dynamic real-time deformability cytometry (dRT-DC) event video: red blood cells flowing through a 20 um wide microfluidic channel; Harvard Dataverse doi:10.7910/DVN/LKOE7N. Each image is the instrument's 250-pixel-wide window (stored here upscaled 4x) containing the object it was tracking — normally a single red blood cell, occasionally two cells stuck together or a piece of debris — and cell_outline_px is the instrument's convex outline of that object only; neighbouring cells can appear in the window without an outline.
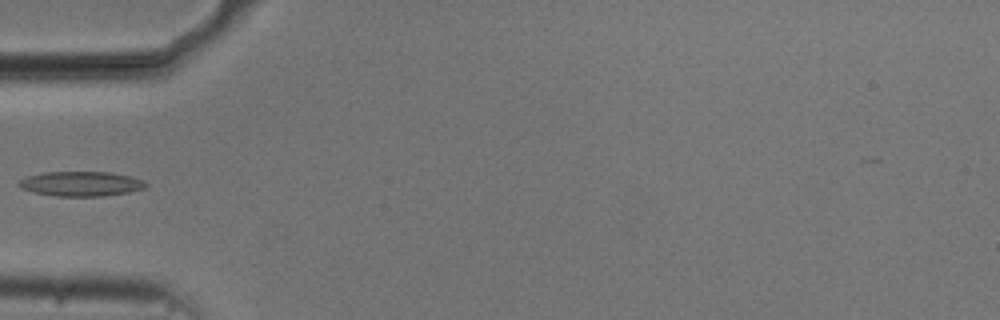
{"species": "common noctule bat (a hibernating species)", "species_latin": "Nyctalus noctula", "temperature_condition": "cold", "stored_images_in_passage": 9, "camera_frame_rate_fps": 3000, "um_per_image_px": 0.085, "animal": {"sex": "male", "body_mass_g": 20.5, "forearm_length_mm": 52.5}, "frame": {"image": 1, "passage_image": 1, "time_ms": 0.0, "image_size_px": [1000, 320], "cell_outline_px": [[148, 184], [144, 188], [128, 192], [104, 196], [56, 196], [32, 192], [20, 188], [16, 184], [20, 180], [28, 176], [44, 172], [108, 172], [128, 176], [144, 180]], "centroid_in_image_um": [6.85, 15.62], "position_along_channel_um": 78.1, "area_um2": 18.26}}
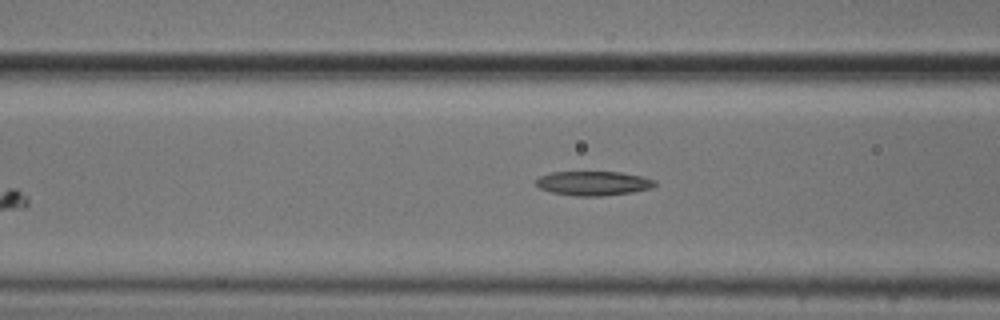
{"frame": {"image": 2, "passage_image": 4, "time_ms": 1.0, "image_size_px": [1000, 320], "cell_outline_px": [[656, 184], [652, 188], [632, 192], [600, 196], [576, 196], [552, 192], [540, 188], [536, 184], [536, 180], [540, 176], [552, 172], [620, 172], [640, 176], [656, 180]], "centroid_in_image_um": [50.45, 15.58], "position_along_channel_um": 116.2, "area_um2": 16.7}}